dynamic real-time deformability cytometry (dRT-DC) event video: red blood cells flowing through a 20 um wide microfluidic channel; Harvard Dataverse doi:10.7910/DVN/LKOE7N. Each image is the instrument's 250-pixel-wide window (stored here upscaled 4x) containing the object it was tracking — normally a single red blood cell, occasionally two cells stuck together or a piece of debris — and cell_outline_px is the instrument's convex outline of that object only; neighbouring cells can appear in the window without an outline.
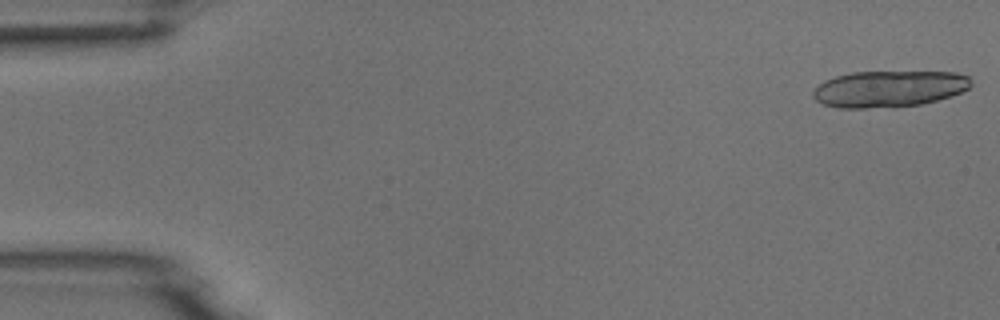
{"species": "common noctule bat (a hibernating species)", "species_latin": "Nyctalus noctula", "temperature_condition": "room temperature", "stored_images_in_passage": 3, "camera_frame_rate_fps": 3000, "um_per_image_px": 0.085, "animal": {"sex": "male", "body_mass_g": 18.8}, "frame": {"image": 1, "passage_image": 3, "time_ms": 2.333, "image_size_px": [1000, 320], "cell_outline_px": [[972, 84], [968, 88], [960, 92], [936, 100], [920, 104], [892, 108], [840, 108], [820, 104], [812, 96], [812, 92], [824, 80], [836, 76], [852, 72], [956, 72], [968, 76], [972, 80]], "centroid_in_image_um": [75.53, 7.56], "position_along_channel_um": 9.5, "area_um2": 33.7}}